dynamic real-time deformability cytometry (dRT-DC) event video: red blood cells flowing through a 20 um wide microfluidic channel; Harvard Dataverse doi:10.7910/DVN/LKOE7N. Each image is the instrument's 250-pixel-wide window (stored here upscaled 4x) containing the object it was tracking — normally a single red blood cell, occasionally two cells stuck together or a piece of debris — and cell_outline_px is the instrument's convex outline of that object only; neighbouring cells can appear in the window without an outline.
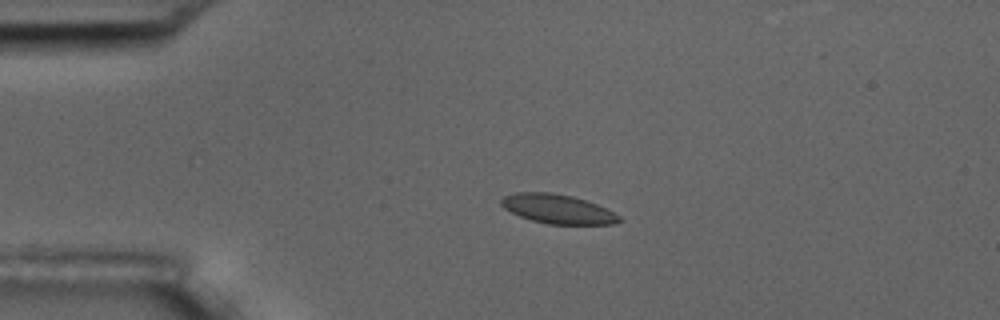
{"species": "common noctule bat (a hibernating species)", "species_latin": "Nyctalus noctula", "temperature_condition": "room temperature", "stored_images_in_passage": 8, "camera_frame_rate_fps": 3000, "um_per_image_px": 0.085, "animal": {"sex": "male", "body_mass_g": 17.5, "forearm_length_mm": 52.3}, "frame": {"image": 1, "passage_image": 3, "time_ms": 2.667, "image_size_px": [1000, 320], "cell_outline_px": [[620, 220], [616, 224], [548, 224], [532, 220], [520, 216], [504, 208], [500, 204], [500, 200], [504, 196], [516, 192], [552, 192], [572, 196], [596, 204], [620, 216]], "centroid_in_image_um": [47.37, 17.76], "position_along_channel_um": 37.6, "area_um2": 19.88}}
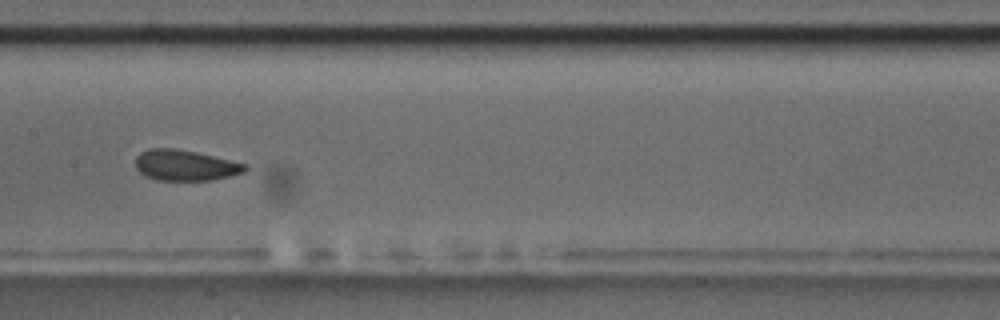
{"frame": {"image": 2, "passage_image": 7, "time_ms": 8.0, "image_size_px": [1000, 320], "cell_outline_px": [[248, 168], [244, 172], [212, 180], [156, 180], [144, 176], [136, 168], [136, 156], [140, 152], [148, 148], [176, 148], [196, 152], [248, 164]], "centroid_in_image_um": [15.72, 14.04], "position_along_channel_um": 191.7, "area_um2": 19.71}}
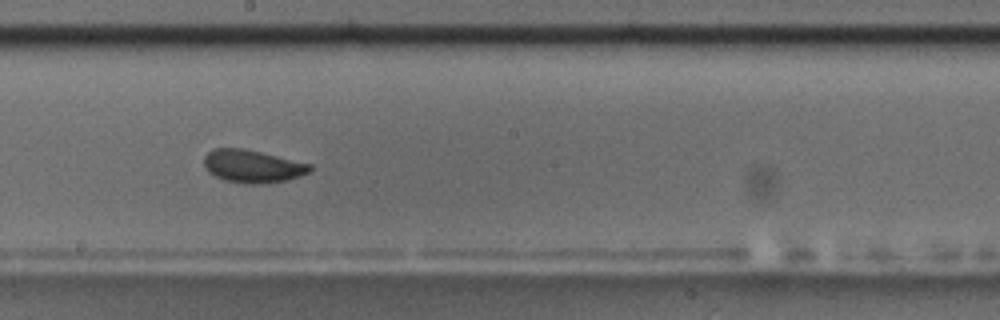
{"frame": {"image": 3, "passage_image": 8, "time_ms": 9.0, "image_size_px": [1000, 320], "cell_outline_px": [[312, 168], [308, 172], [300, 176], [288, 180], [260, 184], [252, 184], [224, 180], [208, 172], [204, 168], [204, 156], [212, 148], [244, 148], [312, 164]], "centroid_in_image_um": [21.45, 14.12], "position_along_channel_um": 226.8, "area_um2": 20.29}}